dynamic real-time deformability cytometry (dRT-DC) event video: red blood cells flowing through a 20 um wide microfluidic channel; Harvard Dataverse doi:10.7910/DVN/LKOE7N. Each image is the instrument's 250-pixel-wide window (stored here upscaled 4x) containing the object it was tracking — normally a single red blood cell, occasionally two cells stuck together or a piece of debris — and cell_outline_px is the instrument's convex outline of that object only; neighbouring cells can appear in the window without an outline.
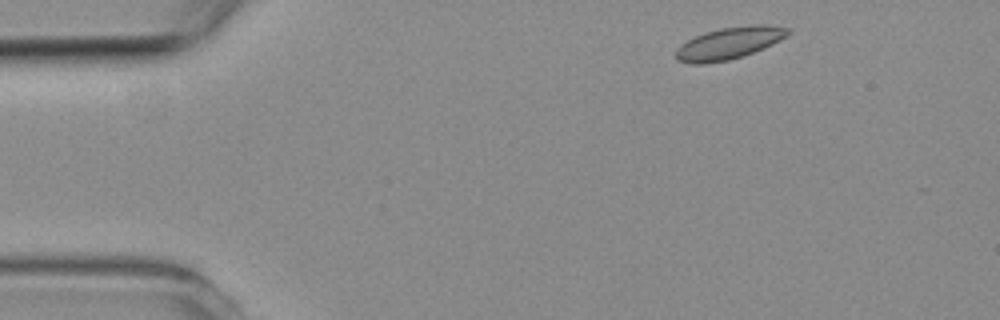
{"species": "common noctule bat (a hibernating species)", "species_latin": "Nyctalus noctula", "temperature_condition": "room temperature", "stored_images_in_passage": 4, "camera_frame_rate_fps": 3000, "um_per_image_px": 0.085, "animal": {"sex": "female", "body_mass_g": 19.3, "forearm_length_mm": 54.1}, "frame": {"image": 1, "passage_image": 1, "time_ms": 0.0, "image_size_px": [1000, 320], "cell_outline_px": [[792, 32], [772, 44], [752, 52], [728, 60], [704, 64], [692, 64], [676, 60], [676, 48], [680, 44], [704, 32], [720, 28], [756, 24], [764, 24], [792, 28]], "centroid_in_image_um": [61.96, 3.66], "position_along_channel_um": 23.0, "area_um2": 20.81}}
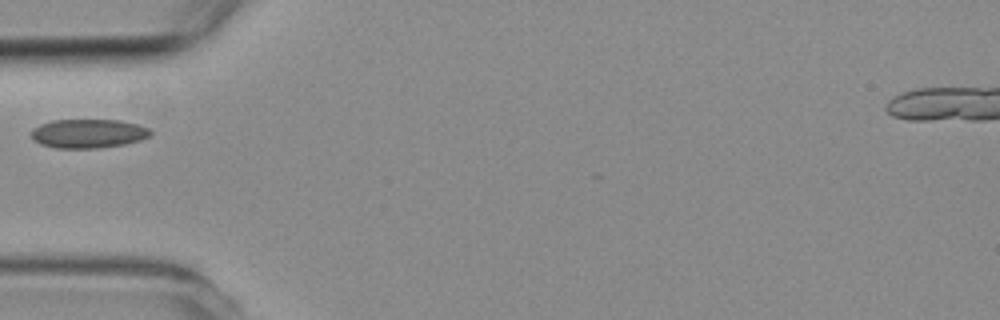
{"frame": {"image": 2, "passage_image": 4, "time_ms": 3.333, "image_size_px": [1000, 320], "cell_outline_px": [[152, 136], [140, 140], [124, 144], [100, 148], [56, 148], [40, 144], [32, 136], [32, 128], [40, 124], [52, 120], [120, 120], [136, 124], [148, 128], [152, 132]], "centroid_in_image_um": [7.52, 11.35], "position_along_channel_um": 77.5, "area_um2": 20.11}}